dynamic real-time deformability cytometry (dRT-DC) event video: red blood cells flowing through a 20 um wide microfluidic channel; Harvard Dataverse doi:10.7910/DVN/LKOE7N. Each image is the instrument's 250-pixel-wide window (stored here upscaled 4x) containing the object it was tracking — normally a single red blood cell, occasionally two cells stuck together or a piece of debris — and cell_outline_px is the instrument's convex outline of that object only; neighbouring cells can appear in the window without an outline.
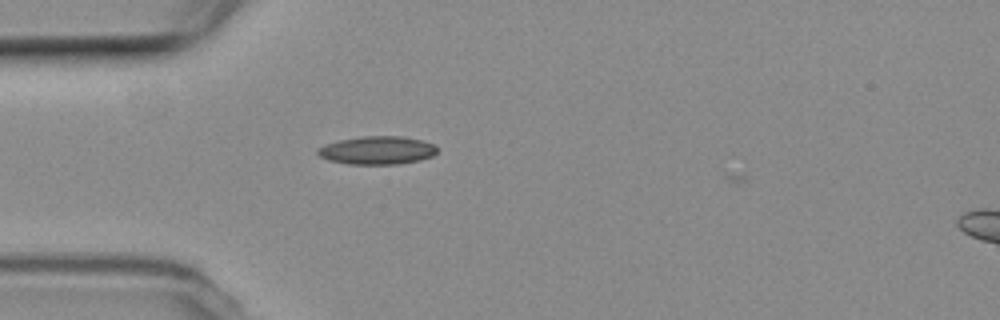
{"species": "common noctule bat (a hibernating species)", "species_latin": "Nyctalus noctula", "temperature_condition": "room temperature", "stored_images_in_passage": 4, "camera_frame_rate_fps": 3000, "um_per_image_px": 0.085, "animal": {"sex": "female", "body_mass_g": 19.3, "forearm_length_mm": 54.1}, "frame": {"image": 1, "passage_image": 3, "time_ms": 0.667, "image_size_px": [1000, 320], "cell_outline_px": [[436, 152], [432, 156], [420, 160], [396, 164], [348, 164], [328, 160], [320, 156], [316, 152], [316, 148], [324, 144], [340, 140], [360, 136], [404, 136], [424, 140], [432, 144], [436, 148]], "centroid_in_image_um": [32.03, 12.77], "position_along_channel_um": 53.0, "area_um2": 19.71}}